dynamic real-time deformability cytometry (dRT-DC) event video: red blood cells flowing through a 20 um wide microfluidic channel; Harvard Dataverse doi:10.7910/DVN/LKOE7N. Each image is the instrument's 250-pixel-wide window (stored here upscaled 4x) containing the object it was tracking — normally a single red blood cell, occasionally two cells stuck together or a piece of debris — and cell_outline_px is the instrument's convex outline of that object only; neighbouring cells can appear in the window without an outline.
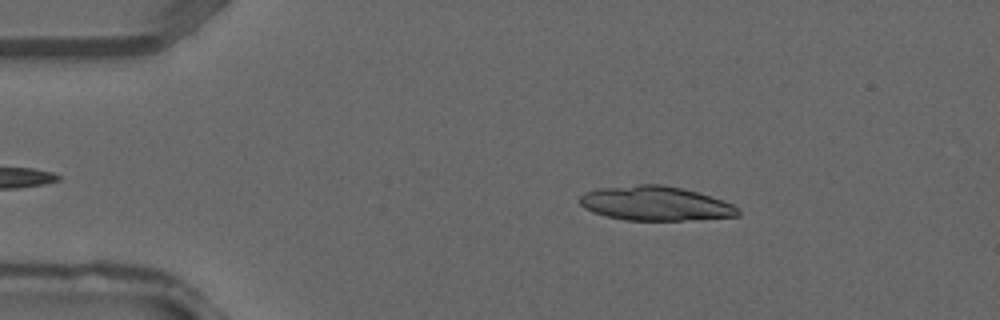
{"species": "common noctule bat (a hibernating species)", "species_latin": "Nyctalus noctula", "temperature_condition": "warm", "stored_images_in_passage": 37, "camera_frame_rate_fps": 3000, "um_per_image_px": 0.085, "animal": {"sex": "male", "forearm_length_mm": 52.5}, "frame": {"image": 1, "passage_image": 6, "time_ms": 1.667, "image_size_px": [1000, 320], "cell_outline_px": [[740, 216], [680, 220], [624, 220], [592, 212], [584, 208], [580, 204], [580, 196], [584, 192], [596, 188], [640, 184], [660, 184], [680, 188], [696, 192], [724, 200], [740, 208]], "centroid_in_image_um": [55.69, 17.29], "position_along_channel_um": 29.3, "area_um2": 31.67}}